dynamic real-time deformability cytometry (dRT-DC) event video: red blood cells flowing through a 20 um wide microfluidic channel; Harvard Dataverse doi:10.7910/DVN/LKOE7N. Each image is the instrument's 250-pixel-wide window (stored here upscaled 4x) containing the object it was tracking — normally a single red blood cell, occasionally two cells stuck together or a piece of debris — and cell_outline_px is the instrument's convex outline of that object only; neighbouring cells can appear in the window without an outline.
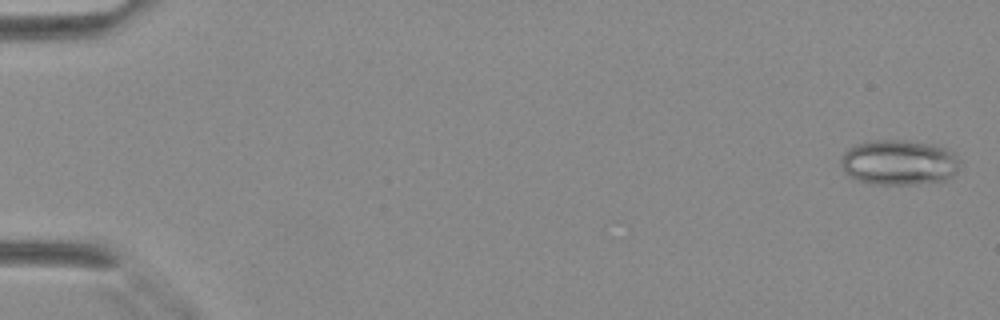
{"species": "Egyptian fruit bat (a non-hibernating species)", "species_latin": "Rousettus aegyptiacus", "temperature_condition": "warm", "stored_images_in_passage": 31, "camera_frame_rate_fps": 3000, "um_per_image_px": 0.085, "animal": {"sex": "female"}, "frame": {"image": 1, "passage_image": 1, "time_ms": 0.0, "image_size_px": [1000, 320], "cell_outline_px": [[960, 160], [956, 172], [952, 176], [944, 180], [908, 184], [876, 184], [860, 180], [848, 176], [844, 172], [840, 164], [840, 160], [844, 152], [848, 148], [856, 144], [872, 140], [908, 140], [944, 148], [952, 152]], "centroid_in_image_um": [76.36, 13.8], "position_along_channel_um": 8.6, "area_um2": 31.1}}
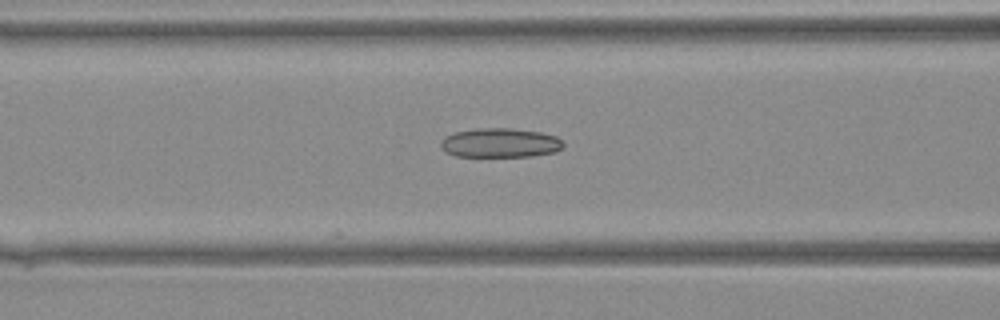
{"frame": {"image": 2, "passage_image": 18, "time_ms": 5.667, "image_size_px": [1000, 320], "cell_outline_px": [[564, 148], [556, 152], [532, 156], [456, 156], [448, 152], [440, 144], [444, 136], [452, 132], [476, 128], [512, 128], [540, 132], [556, 136], [564, 140]], "centroid_in_image_um": [42.56, 12.13], "position_along_channel_um": 124.0, "area_um2": 21.1}}
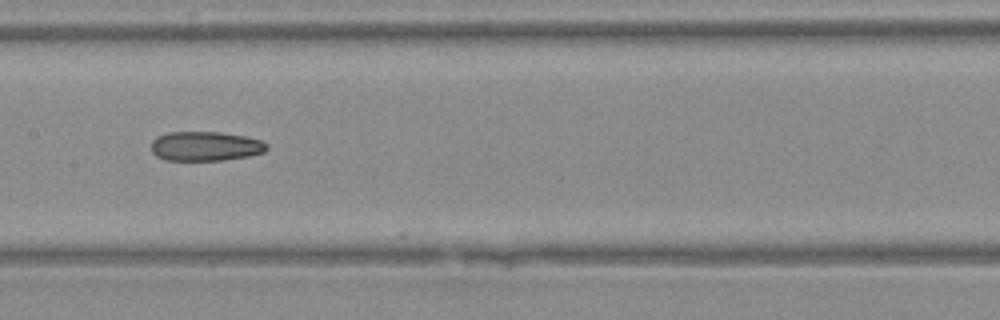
{"frame": {"image": 3, "passage_image": 22, "time_ms": 7.0, "image_size_px": [1000, 320], "cell_outline_px": [[268, 148], [264, 152], [248, 156], [224, 160], [164, 160], [156, 156], [152, 152], [152, 140], [156, 136], [168, 132], [220, 132], [244, 136], [260, 140], [268, 144]], "centroid_in_image_um": [17.44, 12.42], "position_along_channel_um": 190.0, "area_um2": 19.88}}